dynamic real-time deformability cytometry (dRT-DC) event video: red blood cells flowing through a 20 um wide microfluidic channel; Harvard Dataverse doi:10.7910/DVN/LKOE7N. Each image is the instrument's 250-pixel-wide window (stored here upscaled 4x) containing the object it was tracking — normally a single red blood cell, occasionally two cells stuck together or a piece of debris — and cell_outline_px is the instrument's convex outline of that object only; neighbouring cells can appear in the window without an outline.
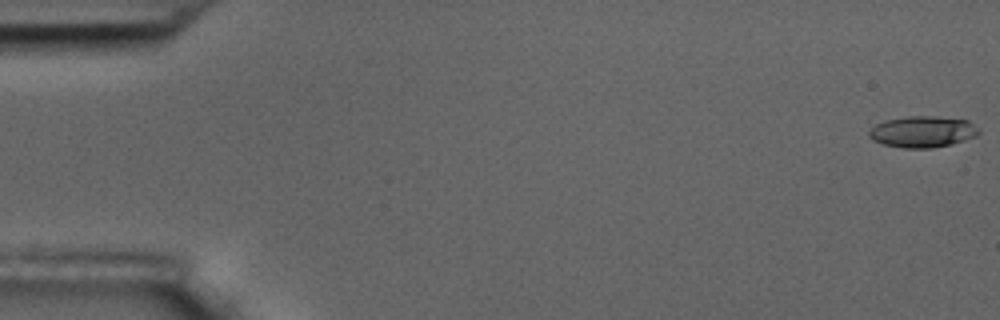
{"species": "common noctule bat (a hibernating species)", "species_latin": "Nyctalus noctula", "temperature_condition": "room temperature", "stored_images_in_passage": 5, "camera_frame_rate_fps": 3000, "um_per_image_px": 0.085, "animal": {"sex": "male", "body_mass_g": 17.5, "forearm_length_mm": 52.3}, "frame": {"image": 1, "passage_image": 1, "time_ms": 0.0, "image_size_px": [1000, 320], "cell_outline_px": [[980, 132], [976, 136], [952, 144], [932, 148], [904, 148], [884, 144], [872, 140], [868, 136], [868, 132], [876, 124], [884, 120], [908, 116], [936, 116], [968, 120]], "centroid_in_image_um": [78.4, 11.19], "position_along_channel_um": 6.6, "area_um2": 20.0}}
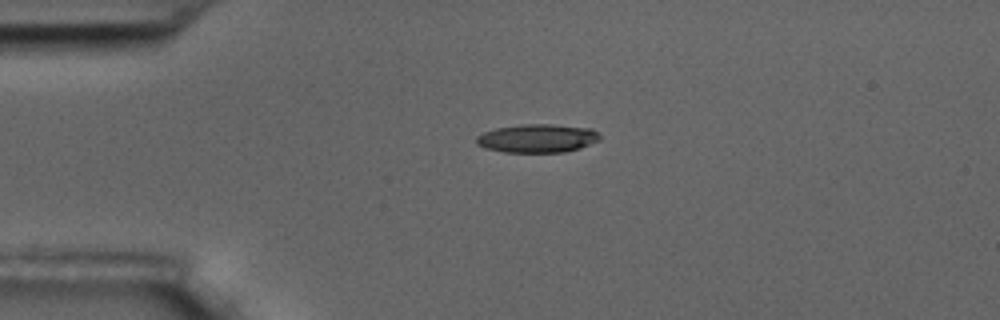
{"frame": {"image": 2, "passage_image": 4, "time_ms": 1.0, "image_size_px": [1000, 320], "cell_outline_px": [[600, 140], [580, 148], [564, 152], [504, 152], [484, 148], [476, 144], [476, 136], [484, 132], [496, 128], [520, 124], [552, 124], [592, 128], [600, 136]], "centroid_in_image_um": [45.66, 11.75], "position_along_channel_um": 39.3, "area_um2": 20.58}}